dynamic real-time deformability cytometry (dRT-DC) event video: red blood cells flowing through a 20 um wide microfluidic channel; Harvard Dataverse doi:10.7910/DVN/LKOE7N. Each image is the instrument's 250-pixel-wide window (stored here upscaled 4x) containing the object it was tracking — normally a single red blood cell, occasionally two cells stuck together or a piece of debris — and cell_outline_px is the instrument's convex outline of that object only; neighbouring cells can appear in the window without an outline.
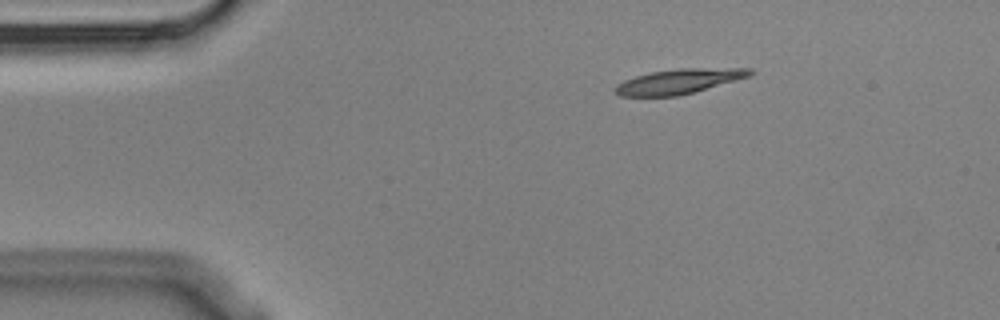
{"species": "Egyptian fruit bat (a non-hibernating species)", "species_latin": "Rousettus aegyptiacus", "temperature_condition": "cold", "stored_images_in_passage": 3, "camera_frame_rate_fps": 3000, "um_per_image_px": 0.085, "animal": {"sex": "male"}, "frame": {"image": 1, "passage_image": 1, "time_ms": 0.0, "image_size_px": [1000, 320], "cell_outline_px": [[756, 72], [752, 76], [692, 92], [676, 96], [620, 96], [612, 92], [612, 88], [616, 84], [624, 80], [636, 76], [652, 72], [680, 68], [752, 68]], "centroid_in_image_um": [57.7, 6.91], "position_along_channel_um": 27.3, "area_um2": 19.59}}